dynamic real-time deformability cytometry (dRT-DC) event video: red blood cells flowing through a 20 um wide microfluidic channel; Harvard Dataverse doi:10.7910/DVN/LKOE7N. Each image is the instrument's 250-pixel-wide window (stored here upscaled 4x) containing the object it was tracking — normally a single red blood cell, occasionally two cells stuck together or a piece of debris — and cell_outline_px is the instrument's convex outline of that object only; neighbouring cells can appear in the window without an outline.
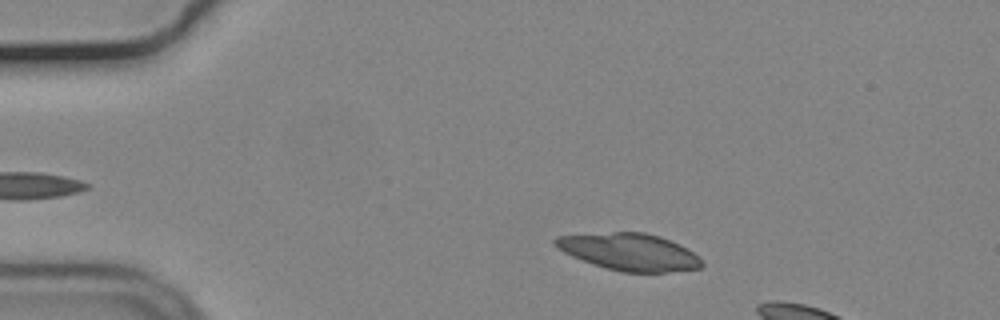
{"species": "common noctule bat (a hibernating species)", "species_latin": "Nyctalus noctula", "temperature_condition": "cold", "stored_images_in_passage": 9, "camera_frame_rate_fps": 3000, "um_per_image_px": 0.085, "animal": {"sex": "male", "body_mass_g": 19.2, "forearm_length_mm": 51.8}, "frame": {"image": 1, "passage_image": 3, "time_ms": 0.667, "image_size_px": [1000, 320], "cell_outline_px": [[704, 264], [700, 268], [668, 272], [620, 272], [592, 264], [572, 256], [564, 252], [552, 240], [556, 236], [612, 232], [644, 232], [660, 236], [680, 244], [688, 248], [700, 256], [704, 260]], "centroid_in_image_um": [53.56, 21.41], "position_along_channel_um": 31.4, "area_um2": 31.79}}